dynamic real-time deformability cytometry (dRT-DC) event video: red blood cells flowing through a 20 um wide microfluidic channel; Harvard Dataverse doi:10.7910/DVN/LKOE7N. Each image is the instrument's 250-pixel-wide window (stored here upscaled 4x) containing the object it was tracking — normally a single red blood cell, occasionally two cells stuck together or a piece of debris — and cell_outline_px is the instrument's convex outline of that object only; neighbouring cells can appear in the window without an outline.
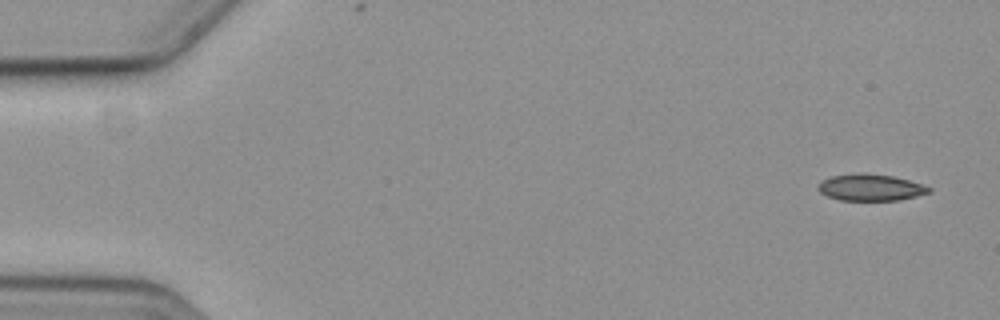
{"species": "common noctule bat (a hibernating species)", "species_latin": "Nyctalus noctula", "temperature_condition": "cold", "stored_images_in_passage": 5, "camera_frame_rate_fps": 3000, "um_per_image_px": 0.085, "animal": {"sex": "female", "body_mass_g": 19.3, "forearm_length_mm": 54.1}, "frame": {"image": 1, "passage_image": 1, "time_ms": 0.0, "image_size_px": [1000, 320], "cell_outline_px": [[932, 192], [916, 196], [896, 200], [840, 200], [828, 196], [820, 192], [816, 188], [820, 180], [832, 176], [860, 172], [864, 172], [892, 176], [908, 180], [932, 188]], "centroid_in_image_um": [73.96, 15.92], "position_along_channel_um": 11.0, "area_um2": 17.22}}
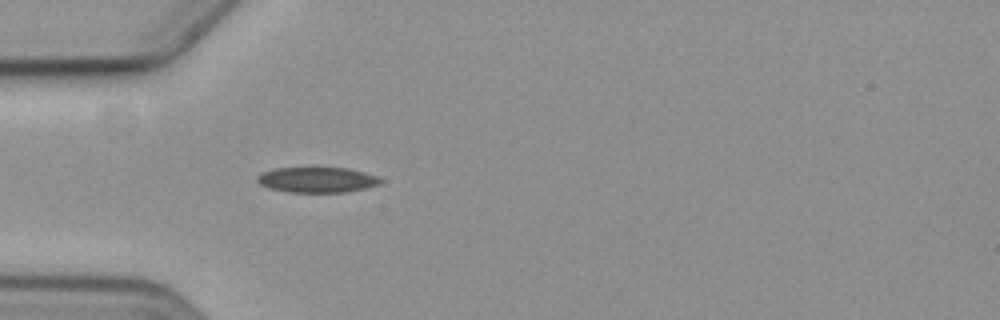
{"frame": {"image": 2, "passage_image": 5, "time_ms": 5.0, "image_size_px": [1000, 320], "cell_outline_px": [[384, 180], [380, 184], [364, 188], [344, 192], [288, 192], [268, 188], [260, 184], [256, 180], [256, 176], [264, 172], [276, 168], [348, 168], [364, 172], [376, 176]], "centroid_in_image_um": [26.94, 15.28], "position_along_channel_um": 58.1, "area_um2": 18.15}}